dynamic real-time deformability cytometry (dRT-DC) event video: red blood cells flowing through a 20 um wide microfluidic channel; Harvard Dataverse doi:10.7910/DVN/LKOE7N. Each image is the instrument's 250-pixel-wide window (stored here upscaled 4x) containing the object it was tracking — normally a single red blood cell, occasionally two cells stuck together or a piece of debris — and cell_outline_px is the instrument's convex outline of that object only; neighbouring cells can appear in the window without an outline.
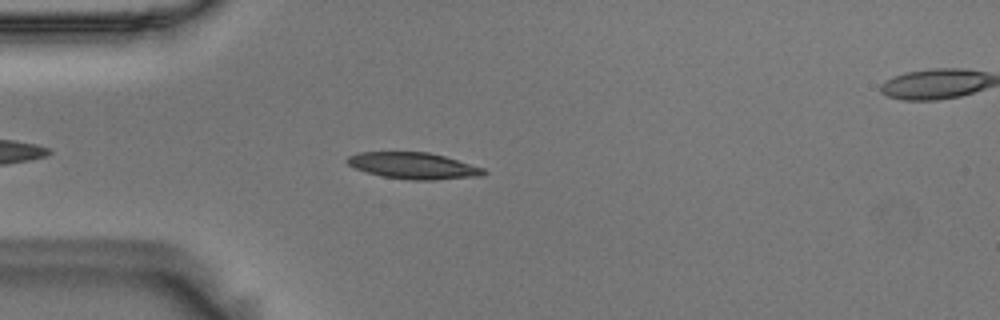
{"species": "Egyptian fruit bat (a non-hibernating species)", "species_latin": "Rousettus aegyptiacus", "temperature_condition": "room temperature", "stored_images_in_passage": 40, "camera_frame_rate_fps": 3000, "um_per_image_px": 0.085, "animal": {"sex": "male"}, "frame": {"image": 1, "passage_image": 7, "time_ms": 2.0, "image_size_px": [1000, 320], "cell_outline_px": [[488, 172], [480, 176], [436, 180], [412, 180], [380, 176], [356, 168], [348, 164], [344, 160], [348, 156], [360, 152], [428, 152], [444, 156], [484, 168]], "centroid_in_image_um": [35.14, 14.09], "position_along_channel_um": 49.9, "area_um2": 20.98}}
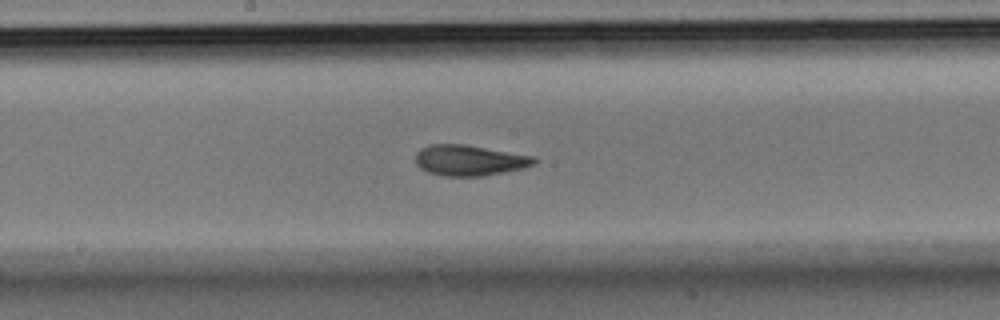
{"frame": {"image": 2, "passage_image": 21, "time_ms": 6.667, "image_size_px": [1000, 320], "cell_outline_px": [[540, 160], [536, 164], [524, 168], [484, 176], [444, 176], [428, 172], [420, 168], [416, 164], [416, 152], [420, 148], [428, 144], [464, 144], [536, 156]], "centroid_in_image_um": [39.94, 13.62], "position_along_channel_um": 208.3, "area_um2": 21.56}}
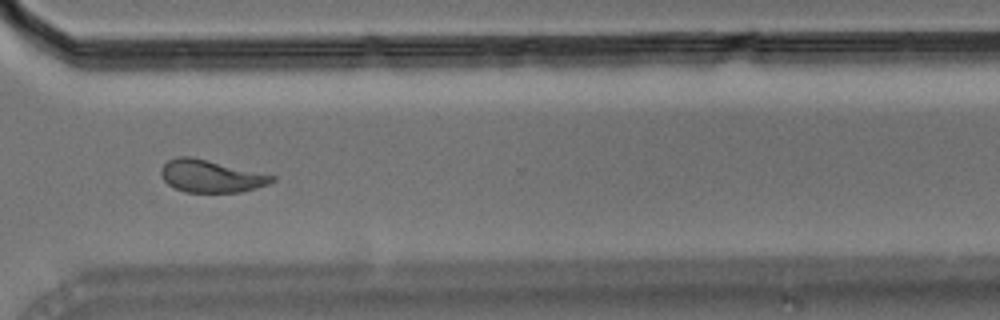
{"frame": {"image": 3, "passage_image": 33, "time_ms": 10.667, "image_size_px": [1000, 320], "cell_outline_px": [[276, 180], [268, 184], [256, 188], [240, 192], [184, 192], [168, 184], [160, 176], [160, 168], [168, 160], [176, 156], [188, 156], [276, 176]], "centroid_in_image_um": [17.89, 14.98], "position_along_channel_um": 352.7, "area_um2": 20.75}, "authors_computed_cell_mechanics": {"area_um2": 20.8369, "velocity_mm_per_s": 3.6127, "shape_relaxation_time_tau1_ms": 3.6387, "shape_relaxation_time_tau2_ms": 1.6358, "deformation_change_tau1": 0.166, "deformation_change_tau2": 0.0867}}